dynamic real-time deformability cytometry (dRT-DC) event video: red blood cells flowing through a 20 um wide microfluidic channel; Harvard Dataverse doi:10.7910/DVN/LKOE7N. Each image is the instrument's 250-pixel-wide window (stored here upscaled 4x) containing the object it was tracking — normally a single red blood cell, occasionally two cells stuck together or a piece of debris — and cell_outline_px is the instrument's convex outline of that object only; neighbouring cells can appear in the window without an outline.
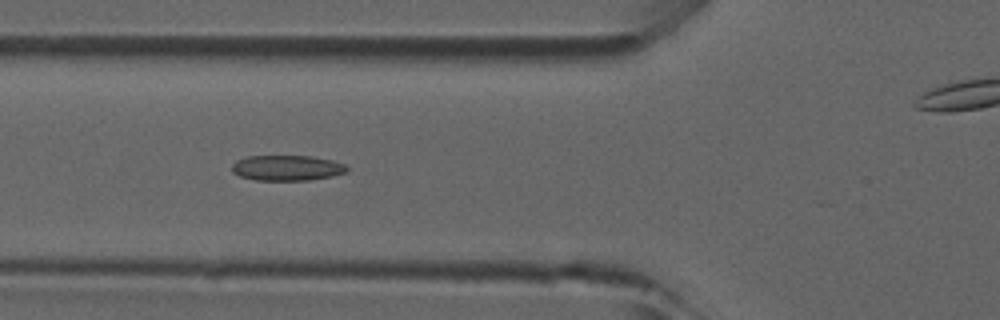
{"species": "common noctule bat (a hibernating species)", "species_latin": "Nyctalus noctula", "temperature_condition": "room temperature", "stored_images_in_passage": 19, "camera_frame_rate_fps": 3000, "um_per_image_px": 0.085, "animal": {"sex": "male", "forearm_length_mm": 52.5}, "frame": {"image": 1, "passage_image": 16, "time_ms": 5.0, "image_size_px": [1000, 320], "cell_outline_px": [[348, 172], [332, 176], [308, 180], [256, 180], [240, 176], [232, 172], [232, 164], [236, 160], [248, 156], [312, 156], [332, 160], [344, 164], [348, 168]], "centroid_in_image_um": [24.39, 14.27], "position_along_channel_um": 101.4, "area_um2": 17.05}}